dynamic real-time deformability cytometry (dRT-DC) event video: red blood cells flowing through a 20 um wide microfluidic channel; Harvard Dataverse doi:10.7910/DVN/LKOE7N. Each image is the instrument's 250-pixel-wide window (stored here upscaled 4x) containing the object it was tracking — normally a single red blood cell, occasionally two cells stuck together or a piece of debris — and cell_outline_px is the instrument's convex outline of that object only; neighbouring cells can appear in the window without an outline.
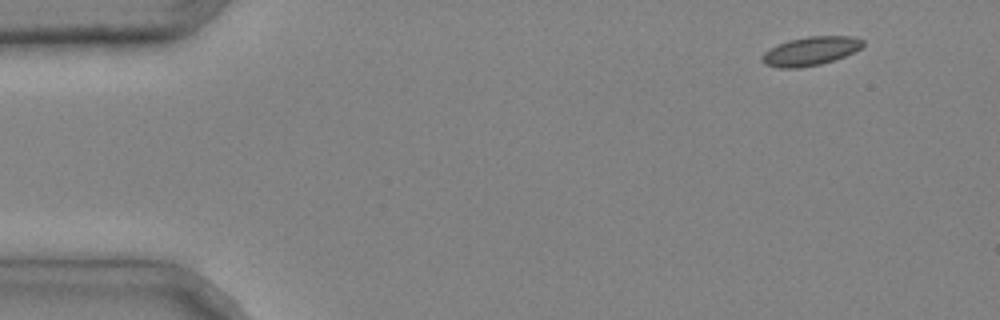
{"species": "common noctule bat (a hibernating species)", "species_latin": "Nyctalus noctula", "temperature_condition": "cold", "stored_images_in_passage": 4, "camera_frame_rate_fps": 3000, "um_per_image_px": 0.085, "animal": {"sex": "male", "body_mass_g": 20.4}, "frame": {"image": 1, "passage_image": 1, "time_ms": 0.0, "image_size_px": [1000, 320], "cell_outline_px": [[864, 44], [860, 48], [844, 56], [820, 64], [796, 68], [776, 68], [764, 64], [760, 60], [764, 52], [788, 40], [808, 36], [856, 36], [864, 40]], "centroid_in_image_um": [68.89, 4.34], "position_along_channel_um": 16.1, "area_um2": 16.76}}
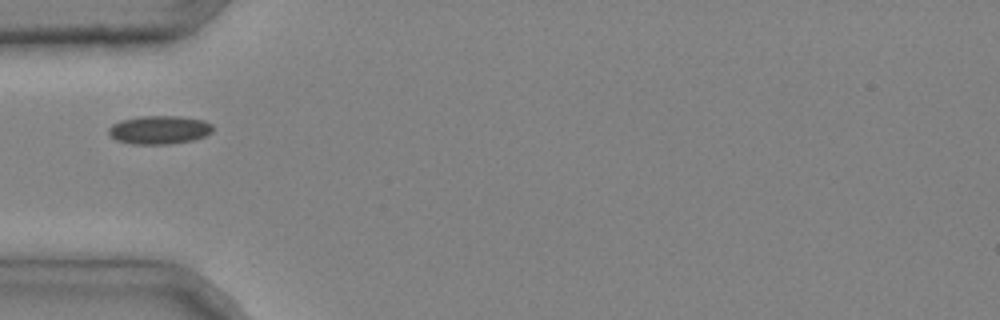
{"frame": {"image": 2, "passage_image": 4, "time_ms": 1.0, "image_size_px": [1000, 320], "cell_outline_px": [[212, 132], [204, 136], [192, 140], [168, 144], [132, 144], [116, 140], [108, 132], [108, 128], [112, 124], [120, 120], [140, 116], [180, 116], [204, 120], [212, 124]], "centroid_in_image_um": [13.53, 11.03], "position_along_channel_um": 71.5, "area_um2": 17.28}}